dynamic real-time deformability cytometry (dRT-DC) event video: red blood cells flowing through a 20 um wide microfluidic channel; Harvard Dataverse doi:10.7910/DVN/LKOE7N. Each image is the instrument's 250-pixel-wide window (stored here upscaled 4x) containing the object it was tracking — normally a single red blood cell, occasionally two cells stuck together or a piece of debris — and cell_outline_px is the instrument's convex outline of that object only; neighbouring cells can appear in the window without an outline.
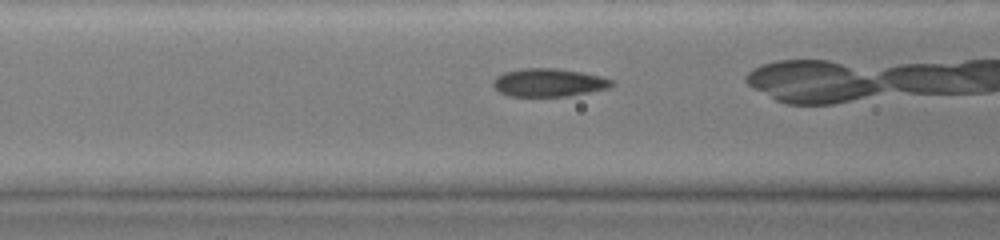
{"species": "common noctule bat (a hibernating species)", "species_latin": "Nyctalus noctula", "temperature_condition": "warm", "stored_images_in_passage": 33, "camera_frame_rate_fps": 3000, "um_per_image_px": 0.085, "animal": {"sex": "female", "body_mass_g": 19.0, "forearm_length_mm": 51.5}, "frame": {"image": 1, "passage_image": 12, "time_ms": 3.667, "image_size_px": [1000, 240], "cell_outline_px": [[616, 84], [608, 88], [568, 96], [508, 96], [500, 92], [492, 84], [492, 80], [496, 76], [504, 72], [524, 68], [556, 68], [580, 72], [600, 76], [612, 80]], "centroid_in_image_um": [46.62, 7.01], "position_along_channel_um": 120.0, "area_um2": 19.36}}
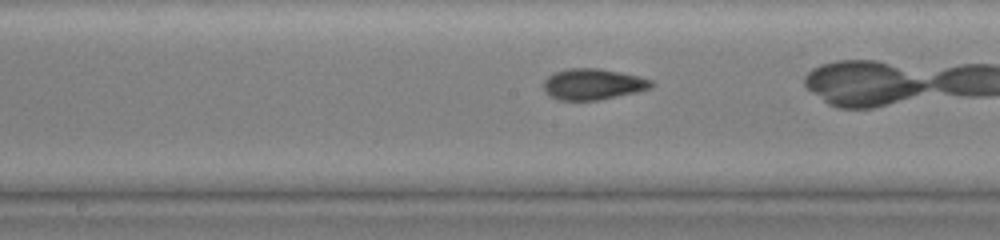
{"frame": {"image": 2, "passage_image": 18, "time_ms": 5.667, "image_size_px": [1000, 240], "cell_outline_px": [[652, 88], [636, 92], [600, 100], [556, 100], [548, 96], [544, 92], [544, 80], [548, 76], [556, 72], [568, 68], [600, 68], [640, 76], [652, 80]], "centroid_in_image_um": [50.38, 7.16], "position_along_channel_um": 197.8, "area_um2": 19.65}}